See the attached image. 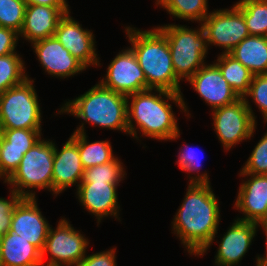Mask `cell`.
Segmentation results:
<instances>
[{
  "instance_id": "cell-11",
  "label": "cell",
  "mask_w": 267,
  "mask_h": 266,
  "mask_svg": "<svg viewBox=\"0 0 267 266\" xmlns=\"http://www.w3.org/2000/svg\"><path fill=\"white\" fill-rule=\"evenodd\" d=\"M106 73L99 83L114 92L128 96L147 90L144 71L130 46L113 58Z\"/></svg>"
},
{
  "instance_id": "cell-22",
  "label": "cell",
  "mask_w": 267,
  "mask_h": 266,
  "mask_svg": "<svg viewBox=\"0 0 267 266\" xmlns=\"http://www.w3.org/2000/svg\"><path fill=\"white\" fill-rule=\"evenodd\" d=\"M253 75L267 74V37L250 35L229 53Z\"/></svg>"
},
{
  "instance_id": "cell-32",
  "label": "cell",
  "mask_w": 267,
  "mask_h": 266,
  "mask_svg": "<svg viewBox=\"0 0 267 266\" xmlns=\"http://www.w3.org/2000/svg\"><path fill=\"white\" fill-rule=\"evenodd\" d=\"M240 173L267 175V132L255 145L245 165L240 169Z\"/></svg>"
},
{
  "instance_id": "cell-30",
  "label": "cell",
  "mask_w": 267,
  "mask_h": 266,
  "mask_svg": "<svg viewBox=\"0 0 267 266\" xmlns=\"http://www.w3.org/2000/svg\"><path fill=\"white\" fill-rule=\"evenodd\" d=\"M26 5L25 0H0V27L19 34L24 24Z\"/></svg>"
},
{
  "instance_id": "cell-31",
  "label": "cell",
  "mask_w": 267,
  "mask_h": 266,
  "mask_svg": "<svg viewBox=\"0 0 267 266\" xmlns=\"http://www.w3.org/2000/svg\"><path fill=\"white\" fill-rule=\"evenodd\" d=\"M1 136L6 140V149L29 150L42 137V130L0 129Z\"/></svg>"
},
{
  "instance_id": "cell-34",
  "label": "cell",
  "mask_w": 267,
  "mask_h": 266,
  "mask_svg": "<svg viewBox=\"0 0 267 266\" xmlns=\"http://www.w3.org/2000/svg\"><path fill=\"white\" fill-rule=\"evenodd\" d=\"M250 96L252 101L260 109L263 122H267V74L253 75L248 93L244 99Z\"/></svg>"
},
{
  "instance_id": "cell-38",
  "label": "cell",
  "mask_w": 267,
  "mask_h": 266,
  "mask_svg": "<svg viewBox=\"0 0 267 266\" xmlns=\"http://www.w3.org/2000/svg\"><path fill=\"white\" fill-rule=\"evenodd\" d=\"M26 4L31 5H43V6H50V7H57L59 8L64 14L70 12L69 5L66 2L67 0H25Z\"/></svg>"
},
{
  "instance_id": "cell-18",
  "label": "cell",
  "mask_w": 267,
  "mask_h": 266,
  "mask_svg": "<svg viewBox=\"0 0 267 266\" xmlns=\"http://www.w3.org/2000/svg\"><path fill=\"white\" fill-rule=\"evenodd\" d=\"M84 167L79 156L78 145L69 138L63 147L54 143V163L52 176V193L57 196L71 186H78L82 181Z\"/></svg>"
},
{
  "instance_id": "cell-5",
  "label": "cell",
  "mask_w": 267,
  "mask_h": 266,
  "mask_svg": "<svg viewBox=\"0 0 267 266\" xmlns=\"http://www.w3.org/2000/svg\"><path fill=\"white\" fill-rule=\"evenodd\" d=\"M53 163L54 142L43 138L24 154L18 168L4 183L22 198H36L33 189L52 192Z\"/></svg>"
},
{
  "instance_id": "cell-26",
  "label": "cell",
  "mask_w": 267,
  "mask_h": 266,
  "mask_svg": "<svg viewBox=\"0 0 267 266\" xmlns=\"http://www.w3.org/2000/svg\"><path fill=\"white\" fill-rule=\"evenodd\" d=\"M234 5L243 13L250 35L267 37V0H239Z\"/></svg>"
},
{
  "instance_id": "cell-19",
  "label": "cell",
  "mask_w": 267,
  "mask_h": 266,
  "mask_svg": "<svg viewBox=\"0 0 267 266\" xmlns=\"http://www.w3.org/2000/svg\"><path fill=\"white\" fill-rule=\"evenodd\" d=\"M249 177L241 183L234 208L243 212L244 217L238 220L256 223L267 211V175L239 173Z\"/></svg>"
},
{
  "instance_id": "cell-35",
  "label": "cell",
  "mask_w": 267,
  "mask_h": 266,
  "mask_svg": "<svg viewBox=\"0 0 267 266\" xmlns=\"http://www.w3.org/2000/svg\"><path fill=\"white\" fill-rule=\"evenodd\" d=\"M10 198L0 197V237L5 236L11 230L12 214L15 206L22 197L15 191H10Z\"/></svg>"
},
{
  "instance_id": "cell-27",
  "label": "cell",
  "mask_w": 267,
  "mask_h": 266,
  "mask_svg": "<svg viewBox=\"0 0 267 266\" xmlns=\"http://www.w3.org/2000/svg\"><path fill=\"white\" fill-rule=\"evenodd\" d=\"M19 55L16 51L0 56V95L29 78L25 70L24 60Z\"/></svg>"
},
{
  "instance_id": "cell-36",
  "label": "cell",
  "mask_w": 267,
  "mask_h": 266,
  "mask_svg": "<svg viewBox=\"0 0 267 266\" xmlns=\"http://www.w3.org/2000/svg\"><path fill=\"white\" fill-rule=\"evenodd\" d=\"M116 247L86 255L76 266H117Z\"/></svg>"
},
{
  "instance_id": "cell-9",
  "label": "cell",
  "mask_w": 267,
  "mask_h": 266,
  "mask_svg": "<svg viewBox=\"0 0 267 266\" xmlns=\"http://www.w3.org/2000/svg\"><path fill=\"white\" fill-rule=\"evenodd\" d=\"M88 245V238L75 230L66 218H61L55 229L49 228L41 251L42 266H76L86 256ZM46 254L51 257L45 264Z\"/></svg>"
},
{
  "instance_id": "cell-24",
  "label": "cell",
  "mask_w": 267,
  "mask_h": 266,
  "mask_svg": "<svg viewBox=\"0 0 267 266\" xmlns=\"http://www.w3.org/2000/svg\"><path fill=\"white\" fill-rule=\"evenodd\" d=\"M215 60L223 77L240 98H244L249 91L253 74L230 54L221 53Z\"/></svg>"
},
{
  "instance_id": "cell-25",
  "label": "cell",
  "mask_w": 267,
  "mask_h": 266,
  "mask_svg": "<svg viewBox=\"0 0 267 266\" xmlns=\"http://www.w3.org/2000/svg\"><path fill=\"white\" fill-rule=\"evenodd\" d=\"M155 3L174 18L200 24L210 14L208 0H156Z\"/></svg>"
},
{
  "instance_id": "cell-13",
  "label": "cell",
  "mask_w": 267,
  "mask_h": 266,
  "mask_svg": "<svg viewBox=\"0 0 267 266\" xmlns=\"http://www.w3.org/2000/svg\"><path fill=\"white\" fill-rule=\"evenodd\" d=\"M50 224L42 215L36 198H22L12 214L10 232L21 236L29 243L43 250Z\"/></svg>"
},
{
  "instance_id": "cell-37",
  "label": "cell",
  "mask_w": 267,
  "mask_h": 266,
  "mask_svg": "<svg viewBox=\"0 0 267 266\" xmlns=\"http://www.w3.org/2000/svg\"><path fill=\"white\" fill-rule=\"evenodd\" d=\"M19 34L14 30L0 27V56H5L16 51Z\"/></svg>"
},
{
  "instance_id": "cell-29",
  "label": "cell",
  "mask_w": 267,
  "mask_h": 266,
  "mask_svg": "<svg viewBox=\"0 0 267 266\" xmlns=\"http://www.w3.org/2000/svg\"><path fill=\"white\" fill-rule=\"evenodd\" d=\"M181 148L182 149H180L178 152L179 156L177 155L178 160L176 161V163H178V166L182 171L188 172V177H190L189 183L210 184L208 173L206 171L205 173H199V170L202 167L201 161L199 160V151L197 152L196 149L192 148L188 144H184V146H182ZM190 173H192V175L196 173L193 175L196 176H190Z\"/></svg>"
},
{
  "instance_id": "cell-28",
  "label": "cell",
  "mask_w": 267,
  "mask_h": 266,
  "mask_svg": "<svg viewBox=\"0 0 267 266\" xmlns=\"http://www.w3.org/2000/svg\"><path fill=\"white\" fill-rule=\"evenodd\" d=\"M124 175H127V173L124 170L123 163L118 157H115L110 162L85 169L80 183L107 182L120 185L119 183L124 180Z\"/></svg>"
},
{
  "instance_id": "cell-10",
  "label": "cell",
  "mask_w": 267,
  "mask_h": 266,
  "mask_svg": "<svg viewBox=\"0 0 267 266\" xmlns=\"http://www.w3.org/2000/svg\"><path fill=\"white\" fill-rule=\"evenodd\" d=\"M201 24L208 46L222 47L224 54L250 36L243 13L235 5L230 9H214Z\"/></svg>"
},
{
  "instance_id": "cell-20",
  "label": "cell",
  "mask_w": 267,
  "mask_h": 266,
  "mask_svg": "<svg viewBox=\"0 0 267 266\" xmlns=\"http://www.w3.org/2000/svg\"><path fill=\"white\" fill-rule=\"evenodd\" d=\"M64 15L57 7L27 4L19 38H25L32 44L54 36L58 22Z\"/></svg>"
},
{
  "instance_id": "cell-17",
  "label": "cell",
  "mask_w": 267,
  "mask_h": 266,
  "mask_svg": "<svg viewBox=\"0 0 267 266\" xmlns=\"http://www.w3.org/2000/svg\"><path fill=\"white\" fill-rule=\"evenodd\" d=\"M258 229L256 223L235 219L223 234L217 253L216 266H236L248 252Z\"/></svg>"
},
{
  "instance_id": "cell-6",
  "label": "cell",
  "mask_w": 267,
  "mask_h": 266,
  "mask_svg": "<svg viewBox=\"0 0 267 266\" xmlns=\"http://www.w3.org/2000/svg\"><path fill=\"white\" fill-rule=\"evenodd\" d=\"M165 35L171 51L175 75L179 80H189L205 65L208 44L202 24L197 29L184 25L157 26Z\"/></svg>"
},
{
  "instance_id": "cell-3",
  "label": "cell",
  "mask_w": 267,
  "mask_h": 266,
  "mask_svg": "<svg viewBox=\"0 0 267 266\" xmlns=\"http://www.w3.org/2000/svg\"><path fill=\"white\" fill-rule=\"evenodd\" d=\"M125 30L130 48L144 71L147 90L163 89L181 93L180 80L175 75L165 35L157 27L143 31L127 26Z\"/></svg>"
},
{
  "instance_id": "cell-8",
  "label": "cell",
  "mask_w": 267,
  "mask_h": 266,
  "mask_svg": "<svg viewBox=\"0 0 267 266\" xmlns=\"http://www.w3.org/2000/svg\"><path fill=\"white\" fill-rule=\"evenodd\" d=\"M214 131L225 150L254 135L257 121L248 99L212 110Z\"/></svg>"
},
{
  "instance_id": "cell-33",
  "label": "cell",
  "mask_w": 267,
  "mask_h": 266,
  "mask_svg": "<svg viewBox=\"0 0 267 266\" xmlns=\"http://www.w3.org/2000/svg\"><path fill=\"white\" fill-rule=\"evenodd\" d=\"M27 151L6 149V140L0 135V178H3L4 182L18 168Z\"/></svg>"
},
{
  "instance_id": "cell-40",
  "label": "cell",
  "mask_w": 267,
  "mask_h": 266,
  "mask_svg": "<svg viewBox=\"0 0 267 266\" xmlns=\"http://www.w3.org/2000/svg\"><path fill=\"white\" fill-rule=\"evenodd\" d=\"M257 259H256V266H267V248L265 251V256L264 254L261 255H257Z\"/></svg>"
},
{
  "instance_id": "cell-7",
  "label": "cell",
  "mask_w": 267,
  "mask_h": 266,
  "mask_svg": "<svg viewBox=\"0 0 267 266\" xmlns=\"http://www.w3.org/2000/svg\"><path fill=\"white\" fill-rule=\"evenodd\" d=\"M33 82L29 77L0 95V129L42 130V113Z\"/></svg>"
},
{
  "instance_id": "cell-21",
  "label": "cell",
  "mask_w": 267,
  "mask_h": 266,
  "mask_svg": "<svg viewBox=\"0 0 267 266\" xmlns=\"http://www.w3.org/2000/svg\"><path fill=\"white\" fill-rule=\"evenodd\" d=\"M1 256L3 266H42L41 251L10 231L1 237Z\"/></svg>"
},
{
  "instance_id": "cell-39",
  "label": "cell",
  "mask_w": 267,
  "mask_h": 266,
  "mask_svg": "<svg viewBox=\"0 0 267 266\" xmlns=\"http://www.w3.org/2000/svg\"><path fill=\"white\" fill-rule=\"evenodd\" d=\"M257 227H262L263 232L266 235V240H265V244H266V248H267V211L266 213L256 222Z\"/></svg>"
},
{
  "instance_id": "cell-1",
  "label": "cell",
  "mask_w": 267,
  "mask_h": 266,
  "mask_svg": "<svg viewBox=\"0 0 267 266\" xmlns=\"http://www.w3.org/2000/svg\"><path fill=\"white\" fill-rule=\"evenodd\" d=\"M220 206L210 184L189 183L172 221L173 233L189 255L202 256L218 233Z\"/></svg>"
},
{
  "instance_id": "cell-2",
  "label": "cell",
  "mask_w": 267,
  "mask_h": 266,
  "mask_svg": "<svg viewBox=\"0 0 267 266\" xmlns=\"http://www.w3.org/2000/svg\"><path fill=\"white\" fill-rule=\"evenodd\" d=\"M127 99V124L129 135L132 138L135 137L139 140L137 128L143 136L156 140L173 141L180 137L178 120L168 101L175 103L182 110L181 112H185L189 116L182 93L148 89L128 95Z\"/></svg>"
},
{
  "instance_id": "cell-23",
  "label": "cell",
  "mask_w": 267,
  "mask_h": 266,
  "mask_svg": "<svg viewBox=\"0 0 267 266\" xmlns=\"http://www.w3.org/2000/svg\"><path fill=\"white\" fill-rule=\"evenodd\" d=\"M84 123L74 131L70 138L78 145L79 156L84 169L112 161L115 156L110 141H95L89 143Z\"/></svg>"
},
{
  "instance_id": "cell-14",
  "label": "cell",
  "mask_w": 267,
  "mask_h": 266,
  "mask_svg": "<svg viewBox=\"0 0 267 266\" xmlns=\"http://www.w3.org/2000/svg\"><path fill=\"white\" fill-rule=\"evenodd\" d=\"M187 82L211 107V110L232 104L240 99L214 62L205 64Z\"/></svg>"
},
{
  "instance_id": "cell-4",
  "label": "cell",
  "mask_w": 267,
  "mask_h": 266,
  "mask_svg": "<svg viewBox=\"0 0 267 266\" xmlns=\"http://www.w3.org/2000/svg\"><path fill=\"white\" fill-rule=\"evenodd\" d=\"M127 96L103 87L99 82L83 95L68 100L58 112L79 118L94 127L118 130L129 134Z\"/></svg>"
},
{
  "instance_id": "cell-12",
  "label": "cell",
  "mask_w": 267,
  "mask_h": 266,
  "mask_svg": "<svg viewBox=\"0 0 267 266\" xmlns=\"http://www.w3.org/2000/svg\"><path fill=\"white\" fill-rule=\"evenodd\" d=\"M70 13L59 20L54 36L86 68L100 66L92 30L82 28V24L74 20Z\"/></svg>"
},
{
  "instance_id": "cell-41",
  "label": "cell",
  "mask_w": 267,
  "mask_h": 266,
  "mask_svg": "<svg viewBox=\"0 0 267 266\" xmlns=\"http://www.w3.org/2000/svg\"><path fill=\"white\" fill-rule=\"evenodd\" d=\"M0 266H3L2 256H1V237H0Z\"/></svg>"
},
{
  "instance_id": "cell-15",
  "label": "cell",
  "mask_w": 267,
  "mask_h": 266,
  "mask_svg": "<svg viewBox=\"0 0 267 266\" xmlns=\"http://www.w3.org/2000/svg\"><path fill=\"white\" fill-rule=\"evenodd\" d=\"M43 70L52 77L69 78L87 68L55 36L31 44Z\"/></svg>"
},
{
  "instance_id": "cell-16",
  "label": "cell",
  "mask_w": 267,
  "mask_h": 266,
  "mask_svg": "<svg viewBox=\"0 0 267 266\" xmlns=\"http://www.w3.org/2000/svg\"><path fill=\"white\" fill-rule=\"evenodd\" d=\"M114 183L88 182L80 183L76 188L78 201L97 219V223L104 217L113 216L120 220L117 187Z\"/></svg>"
}]
</instances>
